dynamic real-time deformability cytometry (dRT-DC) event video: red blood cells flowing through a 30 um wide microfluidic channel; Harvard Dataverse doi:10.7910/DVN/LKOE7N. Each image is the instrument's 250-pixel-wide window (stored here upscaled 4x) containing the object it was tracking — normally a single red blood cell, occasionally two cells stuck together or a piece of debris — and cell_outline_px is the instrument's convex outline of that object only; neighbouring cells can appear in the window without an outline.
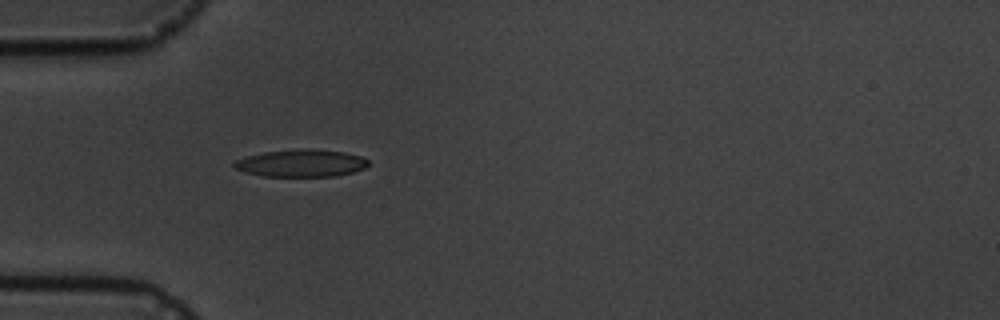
{"species": "common noctule bat (a hibernating species)", "species_latin": "Nyctalus noctula", "temperature_condition": "cold", "stored_images_in_passage": 5, "camera_frame_rate_fps": 3000, "um_per_image_px": 0.085, "animal": {"sex": "male", "body_mass_g": 19.5, "forearm_length_mm": 54.6}, "frame": {"image": 1, "passage_image": 5, "time_ms": 4.667, "image_size_px": [1000, 320], "cell_outline_px": [[368, 164], [364, 168], [352, 172], [336, 176], [264, 176], [244, 172], [236, 168], [232, 164], [232, 160], [264, 152], [300, 148], [312, 148], [344, 152], [360, 156], [368, 160]], "centroid_in_image_um": [25.57, 13.86], "position_along_channel_um": 59.4, "area_um2": 21.44}}